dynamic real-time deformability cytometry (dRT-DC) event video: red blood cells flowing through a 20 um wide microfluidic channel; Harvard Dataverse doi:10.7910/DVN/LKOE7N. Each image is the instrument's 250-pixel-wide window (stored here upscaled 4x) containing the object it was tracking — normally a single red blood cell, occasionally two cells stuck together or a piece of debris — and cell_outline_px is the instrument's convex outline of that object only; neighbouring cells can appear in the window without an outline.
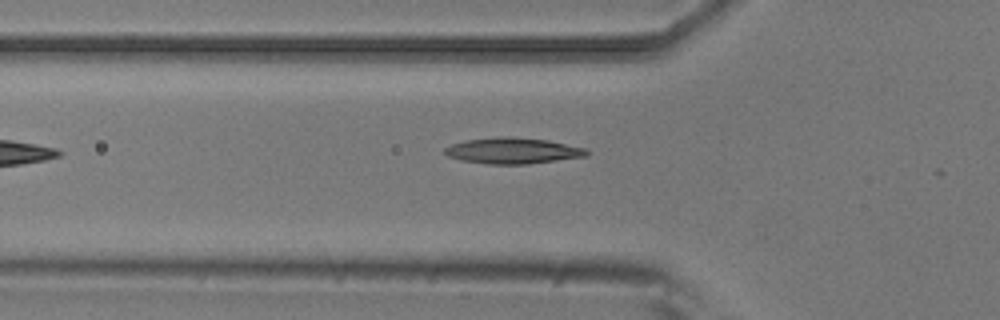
{"species": "common noctule bat (a hibernating species)", "species_latin": "Nyctalus noctula", "temperature_condition": "room temperature", "stored_images_in_passage": 4, "camera_frame_rate_fps": 3000, "um_per_image_px": 0.085, "animal": {"sex": "male", "body_mass_g": 20.5, "forearm_length_mm": 52.5}, "frame": {"image": 1, "passage_image": 3, "time_ms": 0.667, "image_size_px": [1000, 320], "cell_outline_px": [[588, 156], [528, 164], [488, 164], [460, 160], [448, 156], [444, 152], [444, 148], [452, 144], [464, 140], [496, 136], [512, 136], [548, 140], [584, 148], [588, 152]], "centroid_in_image_um": [43.55, 12.8], "position_along_channel_um": 82.2, "area_um2": 21.62}}